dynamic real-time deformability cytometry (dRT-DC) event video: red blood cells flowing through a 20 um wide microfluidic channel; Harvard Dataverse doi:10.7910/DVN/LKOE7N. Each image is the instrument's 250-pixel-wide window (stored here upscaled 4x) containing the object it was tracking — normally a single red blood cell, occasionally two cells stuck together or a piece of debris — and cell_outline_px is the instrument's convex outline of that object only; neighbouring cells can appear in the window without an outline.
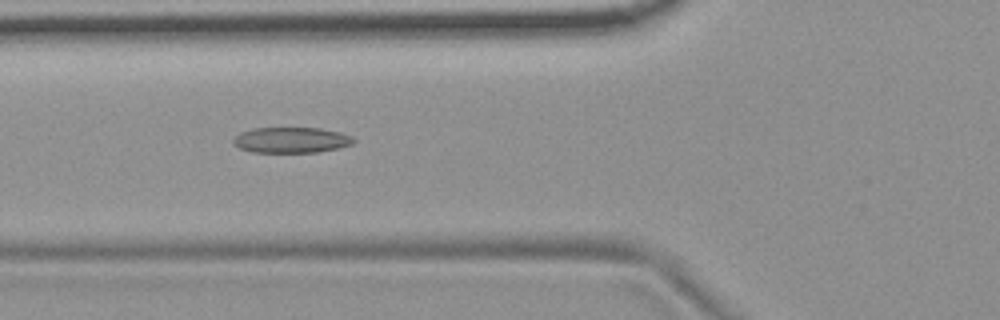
{"species": "common noctule bat (a hibernating species)", "species_latin": "Nyctalus noctula", "temperature_condition": "room temperature", "stored_images_in_passage": 54, "camera_frame_rate_fps": 3000, "um_per_image_px": 0.085, "animal": {"sex": "female", "body_mass_g": 19.9}, "frame": {"image": 1, "passage_image": 20, "time_ms": 6.333, "image_size_px": [1000, 320], "cell_outline_px": [[356, 140], [352, 144], [336, 148], [316, 152], [252, 152], [240, 148], [232, 144], [232, 140], [240, 132], [252, 128], [320, 128], [340, 132], [352, 136]], "centroid_in_image_um": [24.73, 11.89], "position_along_channel_um": 101.1, "area_um2": 17.98}}
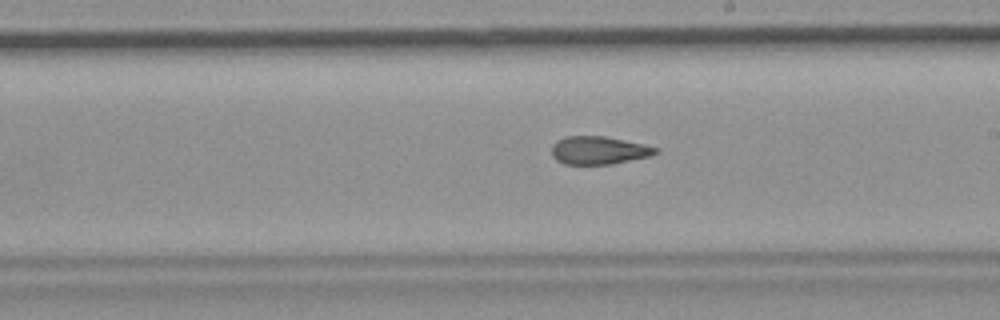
{"frame": {"image": 2, "passage_image": 31, "time_ms": 10.0, "image_size_px": [1000, 320], "cell_outline_px": [[660, 152], [652, 156], [612, 164], [564, 164], [556, 160], [552, 156], [552, 144], [556, 140], [564, 136], [604, 136], [644, 144], [660, 148]], "centroid_in_image_um": [50.92, 12.78], "position_along_channel_um": 238.1, "area_um2": 17.22}}
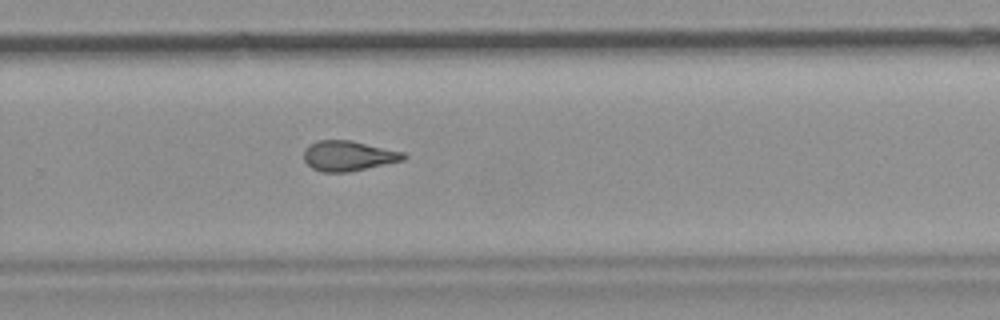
{"frame": {"image": 3, "passage_image": 36, "time_ms": 11.667, "image_size_px": [1000, 320], "cell_outline_px": [[408, 156], [404, 160], [348, 172], [320, 172], [312, 168], [304, 160], [304, 148], [308, 144], [316, 140], [352, 140], [404, 152]], "centroid_in_image_um": [29.59, 13.23], "position_along_channel_um": 300.2, "area_um2": 17.69}, "authors_computed_cell_mechanics": {"area_um2": 17.9758, "velocity_mm_per_s": 3.7376, "shape_relaxation_time_tau1_ms": null, "shape_relaxation_time_tau2_ms": 3.1896, "deformation_change_tau1": null, "deformation_change_tau2": 0.1167}}